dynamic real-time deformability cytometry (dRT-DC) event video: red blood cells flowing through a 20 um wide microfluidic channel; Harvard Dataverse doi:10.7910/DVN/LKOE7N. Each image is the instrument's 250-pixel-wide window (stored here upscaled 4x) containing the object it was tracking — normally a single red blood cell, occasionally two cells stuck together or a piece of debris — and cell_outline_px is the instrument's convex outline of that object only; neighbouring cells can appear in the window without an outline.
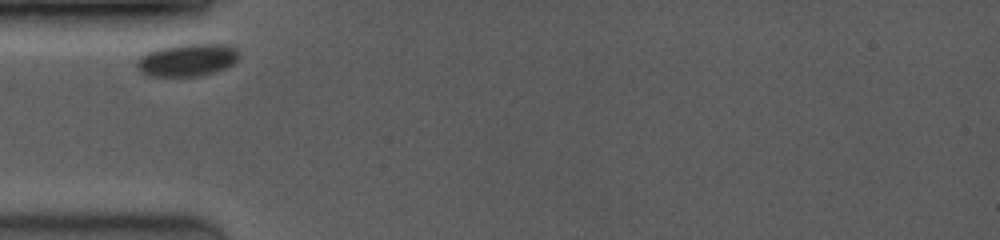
{"species": "common noctule bat (a hibernating species)", "species_latin": "Nyctalus noctula", "temperature_condition": "room temperature", "stored_images_in_passage": 4, "camera_frame_rate_fps": 3500, "um_per_image_px": 0.085, "animal": {"sex": "female", "body_mass_g": 19.0, "forearm_length_mm": 53.3}, "frame": {"image": 1, "passage_image": 1, "time_ms": 0.0, "image_size_px": [1000, 240], "cell_outline_px": [[240, 56], [232, 64], [216, 72], [200, 76], [148, 76], [140, 72], [136, 64], [136, 60], [140, 56], [156, 48], [176, 44], [224, 44], [236, 48], [240, 52]], "centroid_in_image_um": [15.9, 5.09], "position_along_channel_um": 69.1, "area_um2": 19.65}}
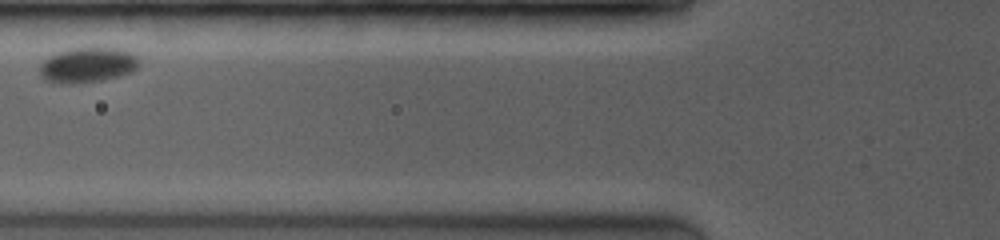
{"frame": {"image": 2, "passage_image": 3, "time_ms": 1.429, "image_size_px": [1000, 240], "cell_outline_px": [[140, 64], [132, 72], [120, 76], [100, 80], [68, 84], [64, 84], [44, 80], [40, 76], [40, 64], [48, 56], [56, 52], [68, 48], [116, 48], [132, 52], [140, 56]], "centroid_in_image_um": [7.46, 5.51], "position_along_channel_um": 118.3, "area_um2": 20.63}}